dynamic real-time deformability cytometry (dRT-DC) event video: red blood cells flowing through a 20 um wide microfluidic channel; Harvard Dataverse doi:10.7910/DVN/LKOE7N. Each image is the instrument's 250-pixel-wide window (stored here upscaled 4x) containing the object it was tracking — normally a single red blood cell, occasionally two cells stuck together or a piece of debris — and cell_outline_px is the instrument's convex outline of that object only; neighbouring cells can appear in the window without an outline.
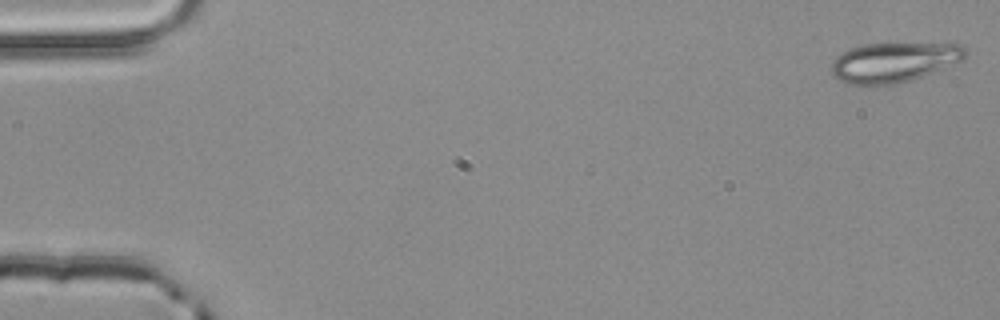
{"species": "common noctule bat (a hibernating species)", "species_latin": "Nyctalus noctula", "temperature_condition": "room temperature", "stored_images_in_passage": 4, "camera_frame_rate_fps": 3000, "um_per_image_px": 0.085, "animal": {"sex": "male", "body_mass_g": 20.4}, "frame": {"image": 1, "passage_image": 1, "time_ms": 0.0, "image_size_px": [1000, 320], "cell_outline_px": [[968, 56], [964, 60], [956, 64], [912, 80], [884, 88], [868, 88], [848, 84], [832, 76], [832, 60], [836, 56], [852, 48], [864, 44], [964, 44], [968, 52]], "centroid_in_image_um": [75.99, 5.35], "position_along_channel_um": 9.0, "area_um2": 32.14}}